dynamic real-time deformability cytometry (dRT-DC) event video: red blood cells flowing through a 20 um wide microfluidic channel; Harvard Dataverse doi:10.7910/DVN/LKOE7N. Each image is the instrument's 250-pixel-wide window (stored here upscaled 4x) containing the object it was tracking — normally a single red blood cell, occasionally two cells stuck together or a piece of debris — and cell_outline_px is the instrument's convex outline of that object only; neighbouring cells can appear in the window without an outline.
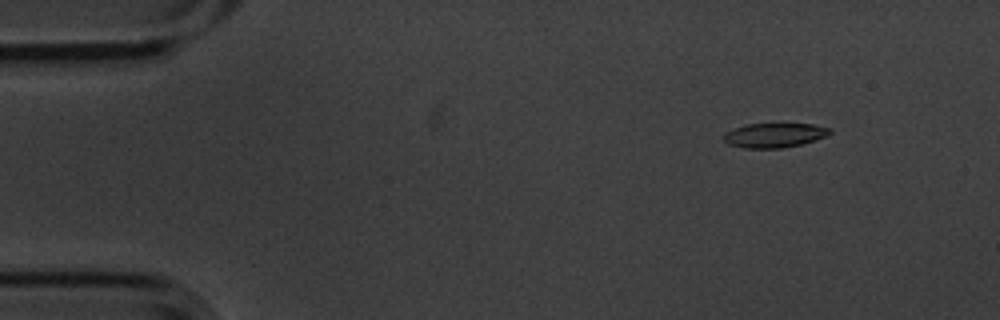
{"species": "common noctule bat (a hibernating species)", "species_latin": "Nyctalus noctula", "temperature_condition": "cold", "stored_images_in_passage": 4, "camera_frame_rate_fps": 3000, "um_per_image_px": 0.085, "animal": {"sex": "male", "body_mass_g": 20.1, "forearm_length_mm": 53.5}, "frame": {"image": 1, "passage_image": 2, "time_ms": 0.333, "image_size_px": [1000, 320], "cell_outline_px": [[832, 132], [828, 136], [800, 144], [784, 148], [744, 148], [728, 144], [724, 140], [724, 132], [748, 124], [812, 124], [832, 128]], "centroid_in_image_um": [65.85, 11.5], "position_along_channel_um": 19.1, "area_um2": 15.09}}